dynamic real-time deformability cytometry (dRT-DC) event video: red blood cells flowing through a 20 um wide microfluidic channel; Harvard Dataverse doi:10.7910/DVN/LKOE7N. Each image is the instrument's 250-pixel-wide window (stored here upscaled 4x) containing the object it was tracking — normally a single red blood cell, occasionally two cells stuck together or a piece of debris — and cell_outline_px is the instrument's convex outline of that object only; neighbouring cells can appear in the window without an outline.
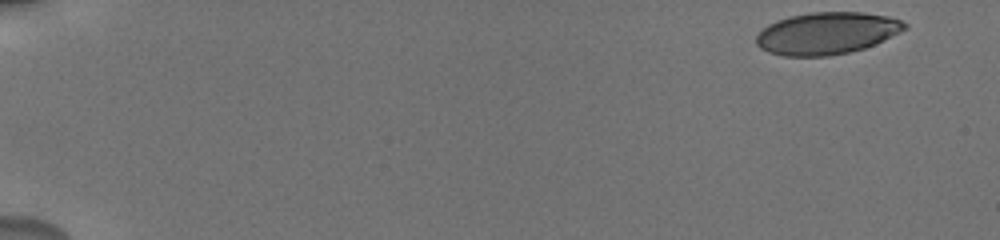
{"species": "human", "species_latin": "Homo sapiens", "temperature_condition": "cold", "stored_images_in_passage": 4, "camera_frame_rate_fps": 3000, "um_per_image_px": 0.085, "donor": {"sex": "male"}, "frame": {"image": 1, "passage_image": 1, "time_ms": 0.0, "image_size_px": [1000, 240], "cell_outline_px": [[908, 28], [900, 32], [864, 48], [848, 52], [828, 56], [784, 56], [768, 52], [760, 48], [756, 44], [756, 36], [768, 24], [776, 20], [788, 16], [812, 12], [864, 12], [888, 16], [900, 20], [908, 24]], "centroid_in_image_um": [70.26, 2.82], "position_along_channel_um": 14.7, "area_um2": 36.36}}